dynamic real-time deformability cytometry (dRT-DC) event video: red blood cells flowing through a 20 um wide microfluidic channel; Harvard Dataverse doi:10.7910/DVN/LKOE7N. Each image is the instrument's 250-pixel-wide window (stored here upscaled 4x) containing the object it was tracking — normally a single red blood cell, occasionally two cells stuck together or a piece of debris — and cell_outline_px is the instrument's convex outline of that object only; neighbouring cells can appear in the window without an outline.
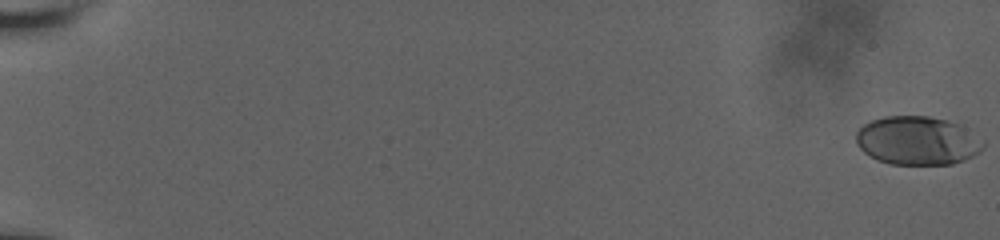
{"species": "human", "species_latin": "Homo sapiens", "temperature_condition": "room temperature", "stored_images_in_passage": 59, "camera_frame_rate_fps": 3000, "um_per_image_px": 0.085, "donor": {"sex": "male"}, "frame": {"image": 1, "passage_image": 1, "time_ms": 0.0, "image_size_px": [1000, 240], "cell_outline_px": [[984, 148], [980, 152], [964, 160], [952, 164], [892, 164], [876, 160], [864, 152], [856, 144], [856, 132], [864, 124], [872, 120], [884, 116], [928, 116], [948, 120], [956, 124], [984, 140]], "centroid_in_image_um": [77.96, 11.96], "position_along_channel_um": 7.0, "area_um2": 35.95}}
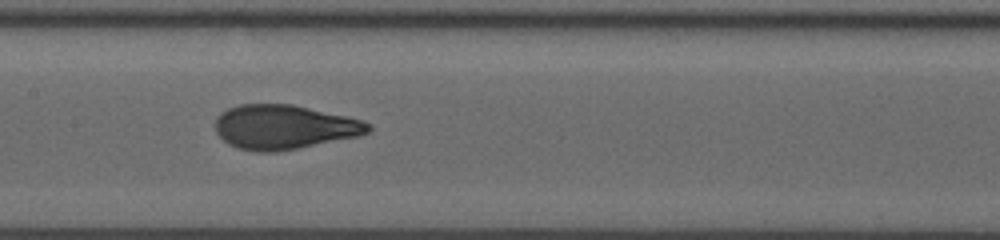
{"frame": {"image": 2, "passage_image": 33, "time_ms": 10.667, "image_size_px": [1000, 240], "cell_outline_px": [[372, 128], [368, 132], [356, 136], [276, 152], [256, 152], [240, 148], [228, 144], [216, 132], [216, 120], [220, 112], [228, 108], [240, 104], [292, 104], [364, 120], [372, 124]], "centroid_in_image_um": [24.14, 10.79], "position_along_channel_um": 183.3, "area_um2": 39.25}}
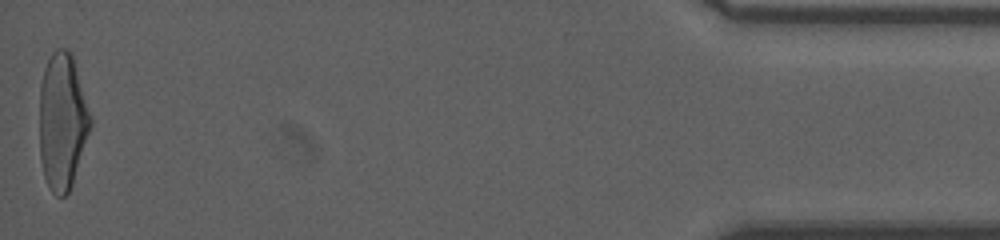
{"frame": {"image": 3, "passage_image": 59, "time_ms": 19.333, "image_size_px": [1000, 240], "cell_outline_px": [[92, 124], [72, 184], [68, 192], [64, 196], [56, 196], [52, 192], [44, 176], [40, 160], [40, 84], [44, 68], [52, 52], [56, 48], [68, 48], [72, 56], [92, 116]], "centroid_in_image_um": [5.3, 10.3], "position_along_channel_um": 429.9, "area_um2": 40.52}, "authors_computed_cell_mechanics": {"area_um2": 38.4948, "velocity_mm_per_s": 3.7964, "shape_relaxation_time_tau1_ms": 6.4421, "shape_relaxation_time_tau2_ms": null, "deformation_change_tau1": 0.2524, "deformation_change_tau2": null}}